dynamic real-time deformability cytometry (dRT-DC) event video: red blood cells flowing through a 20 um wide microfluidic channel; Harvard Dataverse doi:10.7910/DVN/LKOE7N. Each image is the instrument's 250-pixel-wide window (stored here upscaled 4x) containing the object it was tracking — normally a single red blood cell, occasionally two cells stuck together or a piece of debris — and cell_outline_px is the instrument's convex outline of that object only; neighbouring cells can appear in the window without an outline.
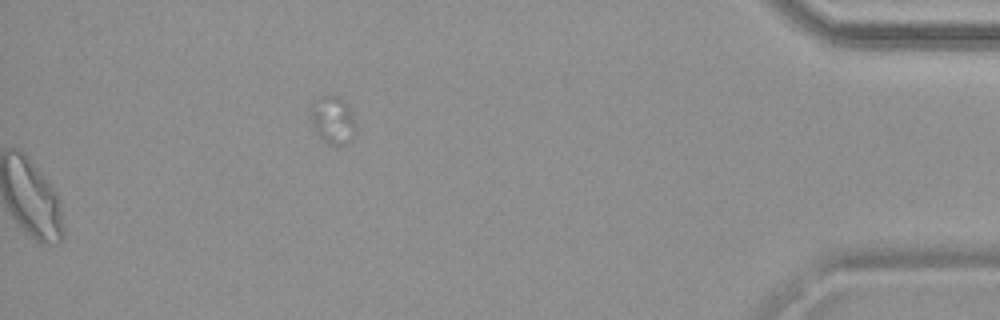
{"species": "common noctule bat (a hibernating species)", "species_latin": "Nyctalus noctula", "temperature_condition": "warm", "stored_images_in_passage": 49, "segment_of_instrument_passage": [2, 2], "camera_frame_rate_fps": 3000, "um_per_image_px": 0.085, "animal": {"sex": "female", "body_mass_g": 19.9}, "frame": {"image": 1, "passage_image": 49, "time_ms": 16.0, "image_size_px": [1000, 320], "cell_outline_px": [[352, 140], [340, 144], [332, 144], [324, 140], [312, 128], [312, 100], [320, 96], [336, 96], [344, 100], [352, 116]], "centroid_in_image_um": [28.22, 10.16], "position_along_channel_um": 407.0, "area_um2": 11.79}}